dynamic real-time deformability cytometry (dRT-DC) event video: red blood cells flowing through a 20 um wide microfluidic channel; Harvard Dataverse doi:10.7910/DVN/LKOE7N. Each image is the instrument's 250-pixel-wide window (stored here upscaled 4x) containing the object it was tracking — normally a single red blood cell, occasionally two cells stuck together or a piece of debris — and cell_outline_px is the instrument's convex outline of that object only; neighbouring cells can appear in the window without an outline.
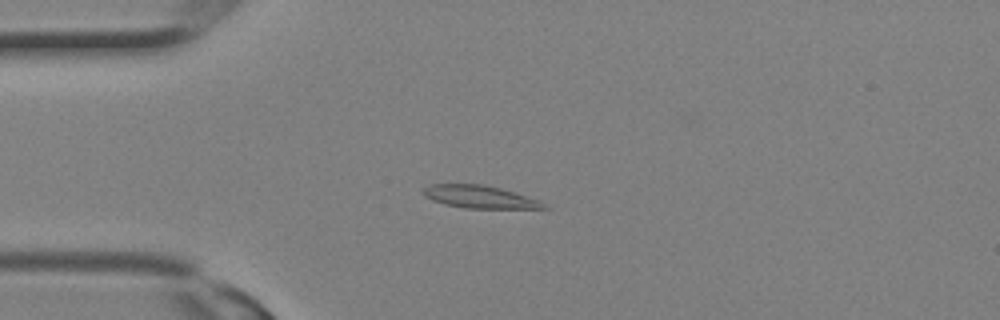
{"species": "Egyptian fruit bat (a non-hibernating species)", "species_latin": "Rousettus aegyptiacus", "temperature_condition": "room temperature", "stored_images_in_passage": 30, "camera_frame_rate_fps": 3000, "um_per_image_px": 0.085, "animal": {"sex": "female"}, "frame": {"image": 1, "passage_image": 7, "time_ms": 2.0, "image_size_px": [1000, 320], "cell_outline_px": [[548, 208], [464, 208], [444, 204], [432, 200], [424, 196], [420, 192], [420, 188], [428, 184], [484, 184], [500, 188], [536, 200], [544, 204]], "centroid_in_image_um": [40.6, 16.72], "position_along_channel_um": 44.4, "area_um2": 15.78}}
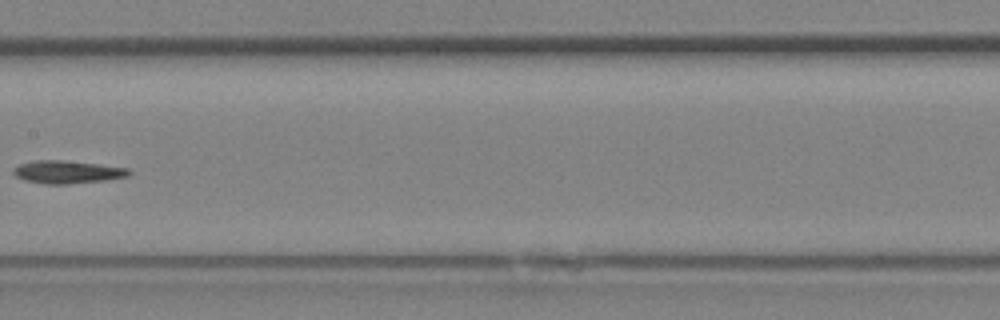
{"frame": {"image": 2, "passage_image": 15, "time_ms": 4.667, "image_size_px": [1000, 320], "cell_outline_px": [[132, 172], [128, 176], [104, 180], [68, 184], [44, 184], [24, 180], [16, 176], [12, 172], [12, 168], [20, 164], [36, 160], [60, 160], [96, 164], [128, 168]], "centroid_in_image_um": [5.69, 14.62], "position_along_channel_um": 201.7, "area_um2": 15.26}}
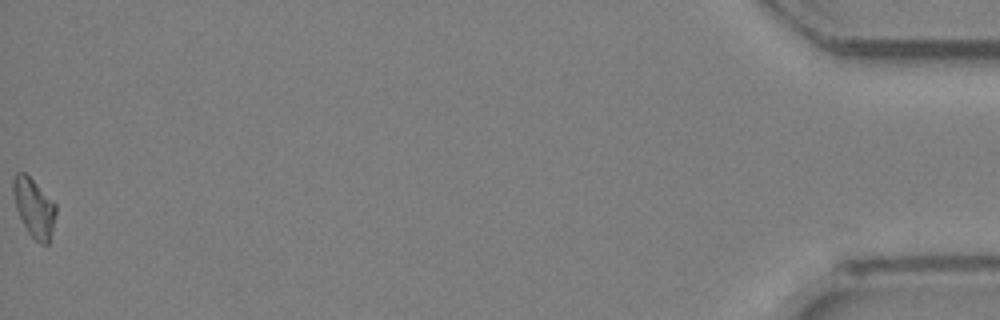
{"frame": {"image": 3, "passage_image": 30, "time_ms": 9.667, "image_size_px": [1000, 320], "cell_outline_px": [[56, 212], [48, 244], [40, 244], [28, 232], [16, 208], [12, 192], [12, 176], [16, 172], [24, 172], [56, 204]], "centroid_in_image_um": [2.86, 17.62], "position_along_channel_um": 432.3, "area_um2": 14.33}}